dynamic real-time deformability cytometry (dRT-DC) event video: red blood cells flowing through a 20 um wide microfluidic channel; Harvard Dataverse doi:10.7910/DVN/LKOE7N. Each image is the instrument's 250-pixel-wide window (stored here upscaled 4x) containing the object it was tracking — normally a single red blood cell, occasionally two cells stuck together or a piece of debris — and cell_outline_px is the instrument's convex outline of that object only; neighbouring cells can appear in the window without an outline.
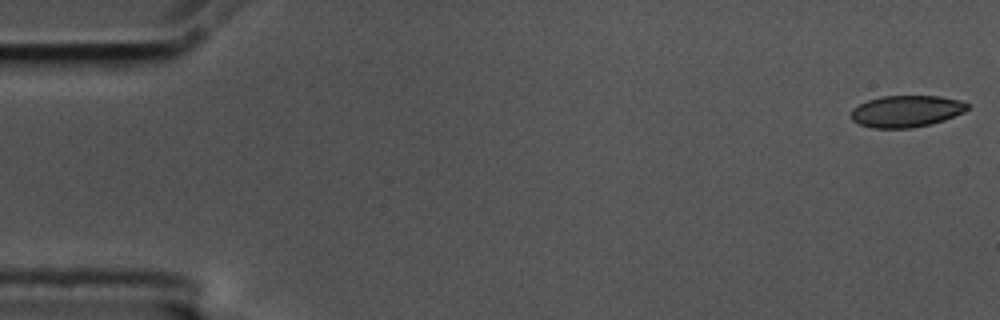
{"species": "common noctule bat (a hibernating species)", "species_latin": "Nyctalus noctula", "temperature_condition": "cold", "stored_images_in_passage": 49, "camera_frame_rate_fps": 3000, "um_per_image_px": 0.085, "animal": {"sex": "male", "body_mass_g": 17.5, "forearm_length_mm": 52.3}, "frame": {"image": 1, "passage_image": 1, "time_ms": 0.0, "image_size_px": [1000, 320], "cell_outline_px": [[968, 108], [964, 112], [944, 120], [912, 128], [872, 128], [860, 124], [852, 120], [852, 108], [868, 100], [880, 96], [940, 96], [960, 100], [968, 104]], "centroid_in_image_um": [77.03, 9.45], "position_along_channel_um": 8.0, "area_um2": 21.39}}
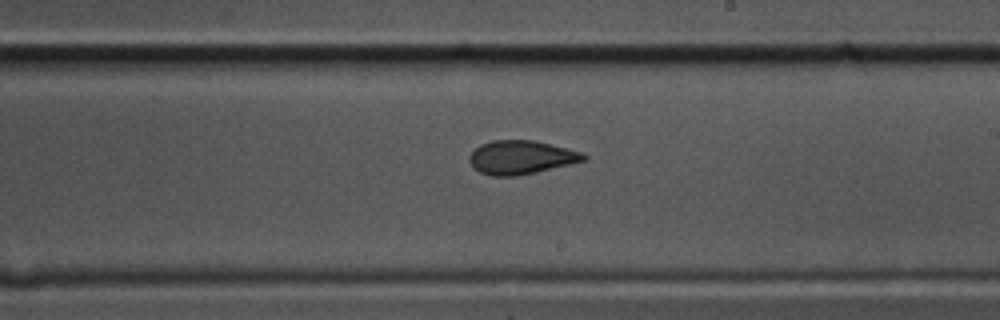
{"frame": {"image": 2, "passage_image": 32, "time_ms": 10.333, "image_size_px": [1000, 320], "cell_outline_px": [[588, 160], [536, 172], [516, 176], [492, 176], [480, 172], [468, 160], [468, 156], [480, 144], [492, 140], [536, 140], [584, 152], [588, 156]], "centroid_in_image_um": [44.34, 13.36], "position_along_channel_um": 244.7, "area_um2": 22.6}}
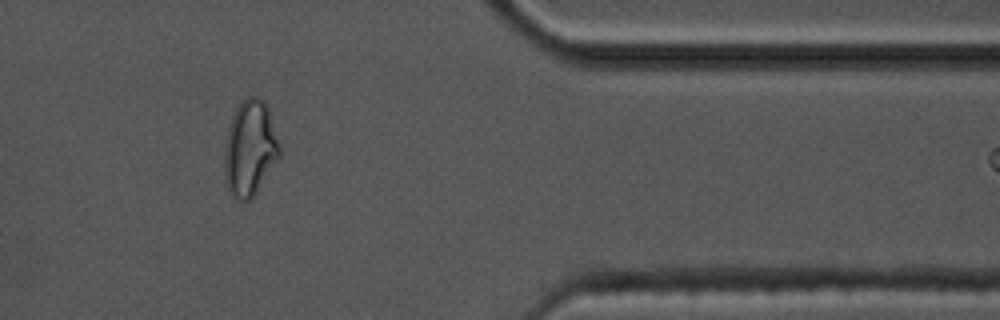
{"frame": {"image": 3, "passage_image": 46, "time_ms": 15.0, "image_size_px": [1000, 320], "cell_outline_px": [[280, 156], [256, 192], [248, 200], [240, 200], [232, 196], [228, 188], [224, 172], [224, 152], [228, 128], [232, 116], [236, 108], [248, 96], [256, 96], [264, 100], [268, 108], [280, 144]], "centroid_in_image_um": [21.24, 12.58], "position_along_channel_um": 390.2, "area_um2": 30.46}}